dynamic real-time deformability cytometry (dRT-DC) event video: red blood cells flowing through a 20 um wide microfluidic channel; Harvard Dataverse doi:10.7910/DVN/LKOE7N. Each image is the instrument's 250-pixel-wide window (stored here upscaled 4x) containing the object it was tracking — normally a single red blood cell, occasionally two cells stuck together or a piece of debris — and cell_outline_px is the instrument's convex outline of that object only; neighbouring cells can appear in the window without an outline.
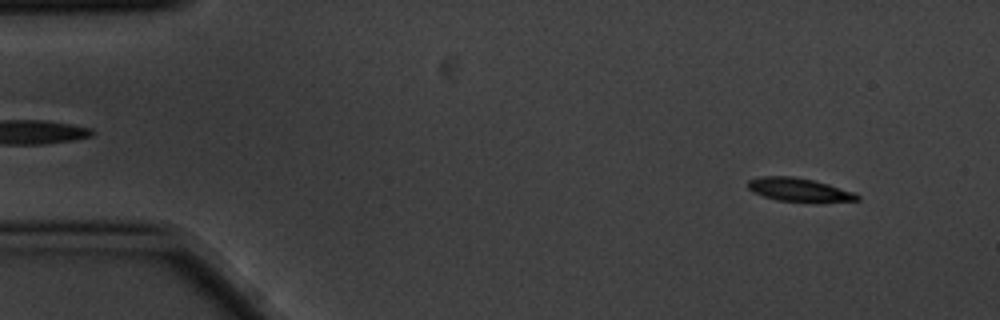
{"species": "common noctule bat (a hibernating species)", "species_latin": "Nyctalus noctula", "temperature_condition": "cold", "stored_images_in_passage": 3, "camera_frame_rate_fps": 3000, "um_per_image_px": 0.085, "animal": {"sex": "male", "body_mass_g": 20.1, "forearm_length_mm": 53.5}, "frame": {"image": 1, "passage_image": 1, "time_ms": 0.0, "image_size_px": [1000, 320], "cell_outline_px": [[860, 200], [776, 200], [752, 192], [748, 188], [748, 180], [760, 176], [792, 176], [812, 180], [828, 184], [852, 192], [860, 196]], "centroid_in_image_um": [67.81, 16.09], "position_along_channel_um": 17.2, "area_um2": 14.16}}
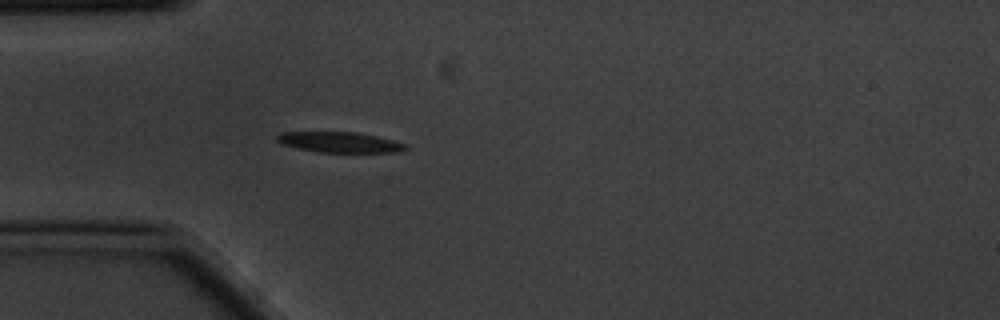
{"frame": {"image": 2, "passage_image": 3, "time_ms": 0.667, "image_size_px": [1000, 320], "cell_outline_px": [[408, 148], [400, 152], [316, 152], [284, 144], [276, 140], [276, 136], [280, 132], [356, 132], [376, 136], [392, 140], [404, 144]], "centroid_in_image_um": [28.87, 12.08], "position_along_channel_um": 56.1, "area_um2": 15.14}}